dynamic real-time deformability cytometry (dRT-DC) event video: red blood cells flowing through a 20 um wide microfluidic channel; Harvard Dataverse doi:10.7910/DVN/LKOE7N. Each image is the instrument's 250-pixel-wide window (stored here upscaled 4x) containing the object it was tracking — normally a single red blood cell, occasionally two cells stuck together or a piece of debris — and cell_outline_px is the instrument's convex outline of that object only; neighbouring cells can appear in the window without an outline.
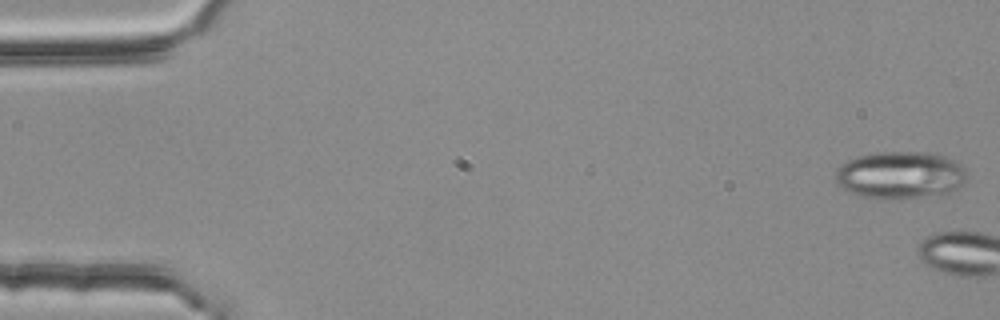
{"species": "common noctule bat (a hibernating species)", "species_latin": "Nyctalus noctula", "temperature_condition": "room temperature", "stored_images_in_passage": 5, "camera_frame_rate_fps": 3000, "um_per_image_px": 0.085, "animal": {"sex": "female", "body_mass_g": 25.1}, "frame": {"image": 1, "passage_image": 1, "time_ms": 0.0, "image_size_px": [1000, 320], "cell_outline_px": [[968, 172], [960, 188], [948, 192], [900, 200], [884, 200], [860, 196], [836, 184], [836, 168], [840, 164], [856, 156], [880, 152], [928, 152], [944, 156], [960, 164]], "centroid_in_image_um": [76.5, 14.89], "position_along_channel_um": 8.5, "area_um2": 36.53}}